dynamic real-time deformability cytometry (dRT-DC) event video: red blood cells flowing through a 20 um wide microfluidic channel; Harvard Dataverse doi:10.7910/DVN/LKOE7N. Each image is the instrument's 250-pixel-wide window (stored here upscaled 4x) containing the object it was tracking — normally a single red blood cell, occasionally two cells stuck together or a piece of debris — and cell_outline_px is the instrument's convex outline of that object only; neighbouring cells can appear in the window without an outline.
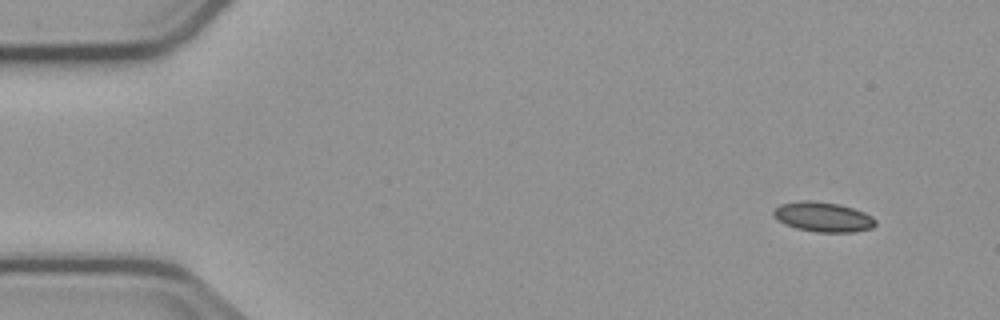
{"species": "common noctule bat (a hibernating species)", "species_latin": "Nyctalus noctula", "temperature_condition": "cold", "stored_images_in_passage": 10, "camera_frame_rate_fps": 3000, "um_per_image_px": 0.085, "animal": {"sex": "male", "body_mass_g": 23.1, "forearm_length_mm": 52.7}, "frame": {"image": 1, "passage_image": 1, "time_ms": 0.0, "image_size_px": [1000, 320], "cell_outline_px": [[876, 224], [872, 228], [856, 232], [816, 232], [796, 228], [784, 224], [772, 216], [772, 212], [780, 204], [804, 200], [808, 200], [840, 204], [864, 212], [872, 216], [876, 220]], "centroid_in_image_um": [69.96, 18.44], "position_along_channel_um": 15.0, "area_um2": 17.8}}
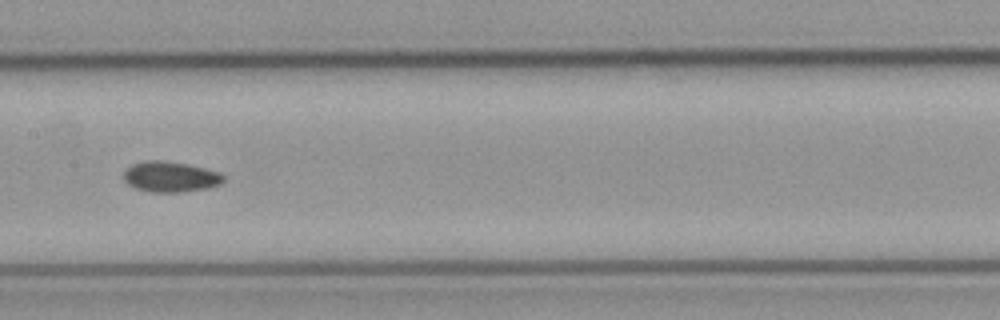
{"frame": {"image": 2, "passage_image": 7, "time_ms": 7.667, "image_size_px": [1000, 320], "cell_outline_px": [[224, 180], [220, 184], [208, 188], [180, 192], [152, 192], [136, 188], [128, 184], [124, 180], [124, 172], [132, 164], [144, 160], [164, 160], [188, 164], [220, 172], [224, 176]], "centroid_in_image_um": [14.49, 15.01], "position_along_channel_um": 192.9, "area_um2": 17.8}}
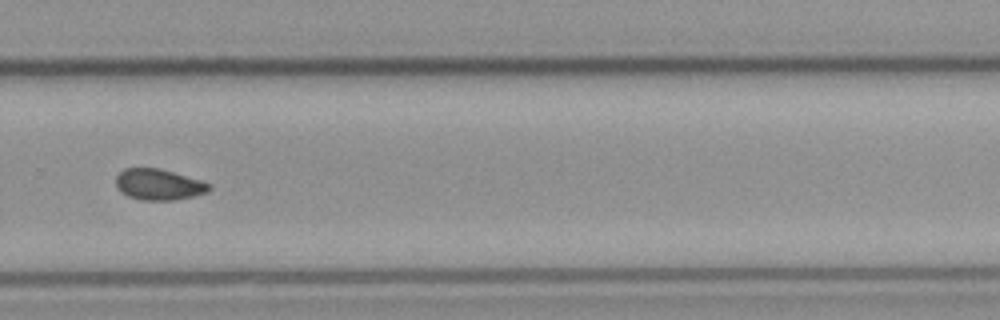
{"frame": {"image": 3, "passage_image": 10, "time_ms": 11.0, "image_size_px": [1000, 320], "cell_outline_px": [[212, 188], [208, 192], [176, 200], [140, 200], [128, 196], [120, 192], [116, 188], [116, 176], [124, 168], [160, 168], [200, 180], [212, 184]], "centroid_in_image_um": [13.48, 15.69], "position_along_channel_um": 316.3, "area_um2": 16.99}}